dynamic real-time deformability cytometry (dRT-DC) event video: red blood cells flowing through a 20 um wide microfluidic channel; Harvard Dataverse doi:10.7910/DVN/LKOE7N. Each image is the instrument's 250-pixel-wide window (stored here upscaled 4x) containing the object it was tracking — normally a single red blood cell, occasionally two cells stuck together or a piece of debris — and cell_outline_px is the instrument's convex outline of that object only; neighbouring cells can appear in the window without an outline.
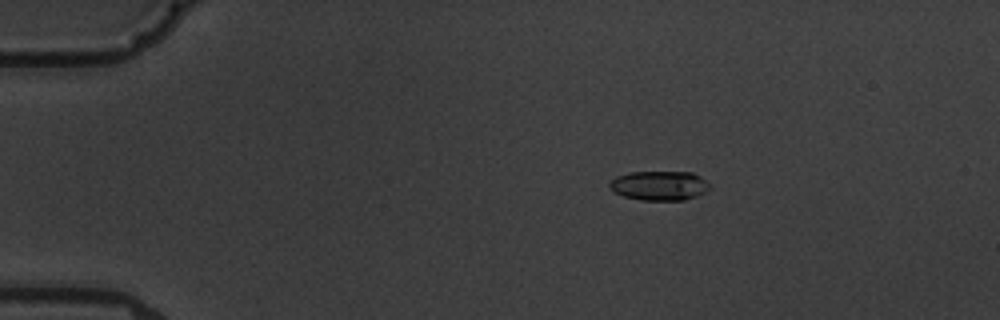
{"species": "common noctule bat (a hibernating species)", "species_latin": "Nyctalus noctula", "temperature_condition": "warm", "stored_images_in_passage": 5, "camera_frame_rate_fps": 3000, "um_per_image_px": 0.085, "animal": {"sex": "male", "body_mass_g": 19.5, "forearm_length_mm": 54.6}, "frame": {"image": 1, "passage_image": 3, "time_ms": 2.667, "image_size_px": [1000, 320], "cell_outline_px": [[712, 188], [696, 196], [684, 200], [640, 200], [624, 196], [612, 192], [608, 188], [608, 184], [616, 176], [632, 172], [692, 172], [700, 176]], "centroid_in_image_um": [56.01, 15.78], "position_along_channel_um": 29.0, "area_um2": 17.22}}